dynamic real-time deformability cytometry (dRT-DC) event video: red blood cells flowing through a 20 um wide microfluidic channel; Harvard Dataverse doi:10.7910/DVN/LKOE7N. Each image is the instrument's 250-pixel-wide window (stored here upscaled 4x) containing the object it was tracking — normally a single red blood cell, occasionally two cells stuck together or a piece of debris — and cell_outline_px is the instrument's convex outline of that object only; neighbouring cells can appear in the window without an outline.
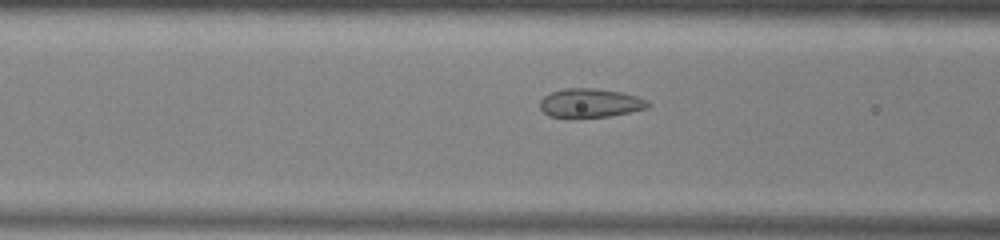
{"species": "common noctule bat (a hibernating species)", "species_latin": "Nyctalus noctula", "temperature_condition": "warm", "stored_images_in_passage": 52, "camera_frame_rate_fps": 3000, "um_per_image_px": 0.085, "animal": {"sex": "male", "body_mass_g": 13.0, "forearm_length_mm": 53.1}, "frame": {"image": 1, "passage_image": 20, "time_ms": 6.333, "image_size_px": [1000, 240], "cell_outline_px": [[652, 104], [648, 108], [608, 116], [568, 120], [548, 116], [540, 108], [540, 100], [544, 96], [552, 92], [564, 88], [592, 88], [620, 92], [636, 96], [648, 100]], "centroid_in_image_um": [50.12, 8.79], "position_along_channel_um": 116.5, "area_um2": 18.67}}
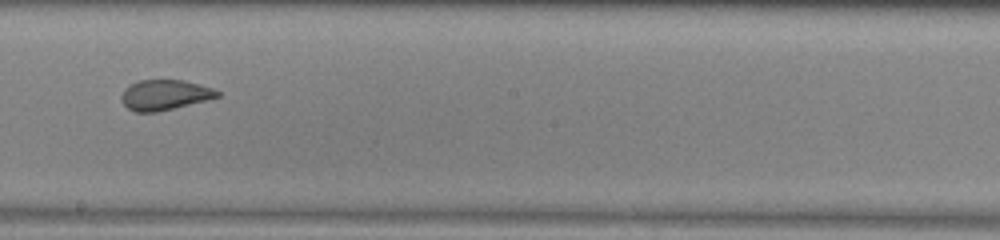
{"frame": {"image": 2, "passage_image": 29, "time_ms": 9.333, "image_size_px": [1000, 240], "cell_outline_px": [[220, 96], [156, 112], [136, 112], [128, 108], [124, 104], [120, 96], [124, 88], [140, 80], [184, 80], [212, 88], [220, 92]], "centroid_in_image_um": [13.96, 8.06], "position_along_channel_um": 234.2, "area_um2": 16.59}}
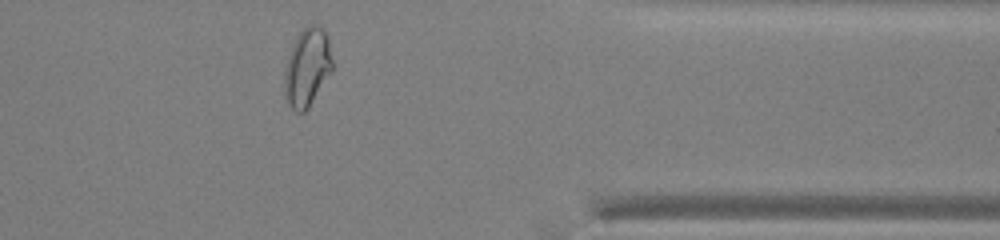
{"frame": {"image": 3, "passage_image": 42, "time_ms": 13.667, "image_size_px": [1000, 240], "cell_outline_px": [[332, 72], [308, 108], [304, 112], [296, 112], [288, 104], [284, 92], [284, 72], [288, 56], [292, 44], [296, 36], [308, 24], [316, 24], [328, 36], [332, 60]], "centroid_in_image_um": [26.11, 5.73], "position_along_channel_um": 385.3, "area_um2": 21.91}}